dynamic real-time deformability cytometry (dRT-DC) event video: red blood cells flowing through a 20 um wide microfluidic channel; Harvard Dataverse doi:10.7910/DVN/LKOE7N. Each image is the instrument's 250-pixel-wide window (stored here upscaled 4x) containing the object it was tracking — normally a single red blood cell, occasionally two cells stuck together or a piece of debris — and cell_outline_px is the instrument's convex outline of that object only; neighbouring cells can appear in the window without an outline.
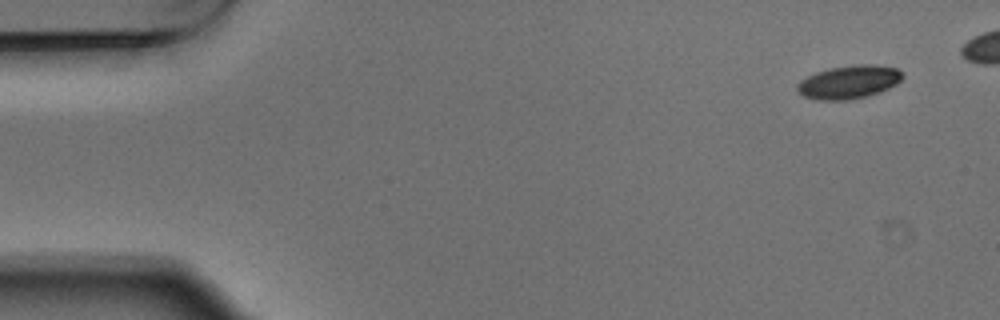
{"species": "Egyptian fruit bat (a non-hibernating species)", "species_latin": "Rousettus aegyptiacus", "temperature_condition": "warm", "stored_images_in_passage": 5, "camera_frame_rate_fps": 3000, "um_per_image_px": 0.085, "animal": {"sex": "male"}, "frame": {"image": 1, "passage_image": 1, "time_ms": 0.0, "image_size_px": [1000, 320], "cell_outline_px": [[904, 76], [896, 84], [880, 92], [864, 96], [844, 100], [820, 100], [804, 96], [796, 88], [796, 84], [800, 80], [816, 72], [828, 68], [856, 64], [876, 64], [896, 68], [904, 72]], "centroid_in_image_um": [72.17, 6.95], "position_along_channel_um": 12.8, "area_um2": 20.4}}